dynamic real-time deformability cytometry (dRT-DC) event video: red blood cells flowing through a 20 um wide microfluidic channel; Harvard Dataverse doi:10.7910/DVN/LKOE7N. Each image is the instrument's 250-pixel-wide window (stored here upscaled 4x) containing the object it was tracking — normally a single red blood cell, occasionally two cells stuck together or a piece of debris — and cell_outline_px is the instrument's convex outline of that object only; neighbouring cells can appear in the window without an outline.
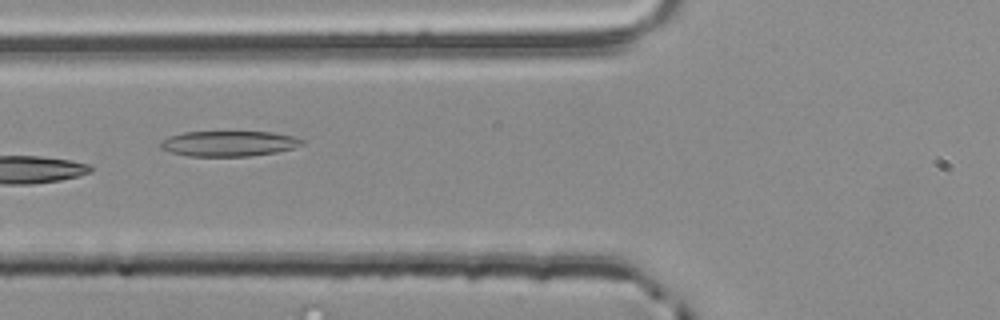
{"species": "common noctule bat (a hibernating species)", "species_latin": "Nyctalus noctula", "temperature_condition": "room temperature", "stored_images_in_passage": 5, "camera_frame_rate_fps": 3000, "um_per_image_px": 0.085, "animal": {"sex": "male", "body_mass_g": 20.4}, "frame": {"image": 1, "passage_image": 4, "time_ms": 1.0, "image_size_px": [1000, 320], "cell_outline_px": [[304, 144], [292, 148], [276, 152], [248, 156], [188, 156], [172, 152], [160, 148], [160, 144], [164, 140], [172, 136], [184, 132], [272, 132], [292, 136], [304, 140]], "centroid_in_image_um": [19.48, 12.2], "position_along_channel_um": 106.3, "area_um2": 20.63}}
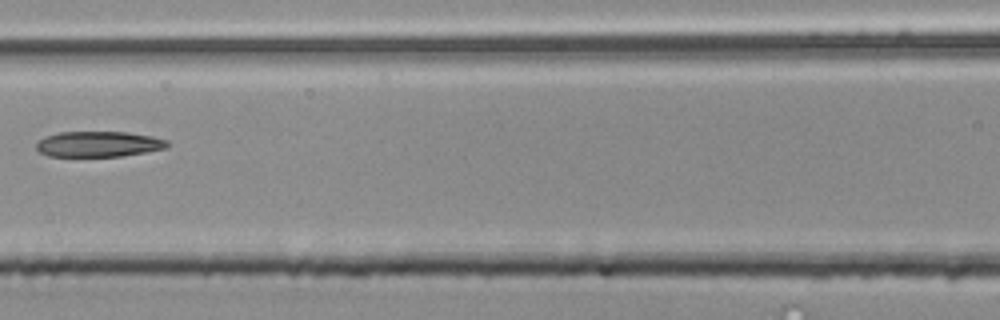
{"frame": {"image": 2, "passage_image": 5, "time_ms": 1.333, "image_size_px": [1000, 320], "cell_outline_px": [[172, 144], [168, 148], [124, 156], [48, 156], [40, 152], [36, 148], [36, 144], [44, 136], [60, 132], [128, 132], [152, 136], [168, 140]], "centroid_in_image_um": [8.44, 12.25], "position_along_channel_um": 158.2, "area_um2": 19.71}}